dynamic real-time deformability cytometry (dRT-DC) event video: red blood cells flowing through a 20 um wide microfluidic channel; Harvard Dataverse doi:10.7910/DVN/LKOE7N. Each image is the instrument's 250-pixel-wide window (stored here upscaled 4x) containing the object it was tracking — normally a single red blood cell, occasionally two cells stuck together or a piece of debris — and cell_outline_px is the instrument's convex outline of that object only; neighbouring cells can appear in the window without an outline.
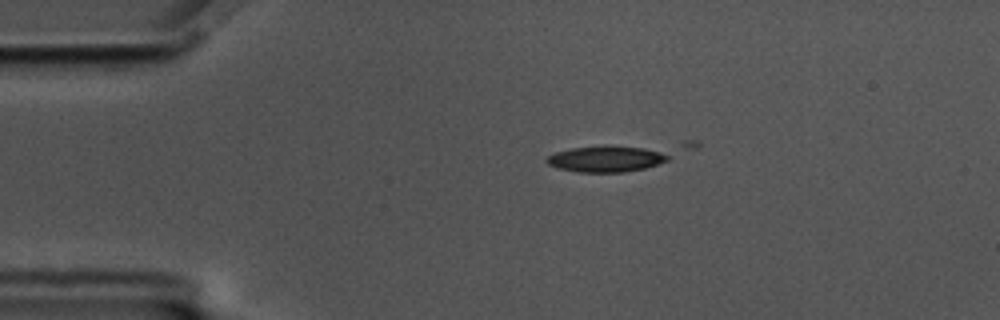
{"species": "common noctule bat (a hibernating species)", "species_latin": "Nyctalus noctula", "temperature_condition": "cold", "stored_images_in_passage": 6, "camera_frame_rate_fps": 3000, "um_per_image_px": 0.085, "animal": {"sex": "male", "body_mass_g": 17.5, "forearm_length_mm": 52.3}, "frame": {"image": 1, "passage_image": 1, "time_ms": 0.0, "image_size_px": [1000, 320], "cell_outline_px": [[700, 144], [696, 148], [668, 160], [644, 168], [624, 172], [580, 172], [556, 168], [548, 164], [544, 160], [548, 156], [556, 152], [572, 148], [684, 140], [700, 140]], "centroid_in_image_um": [52.64, 13.29], "position_along_channel_um": 32.4, "area_um2": 23.29}}